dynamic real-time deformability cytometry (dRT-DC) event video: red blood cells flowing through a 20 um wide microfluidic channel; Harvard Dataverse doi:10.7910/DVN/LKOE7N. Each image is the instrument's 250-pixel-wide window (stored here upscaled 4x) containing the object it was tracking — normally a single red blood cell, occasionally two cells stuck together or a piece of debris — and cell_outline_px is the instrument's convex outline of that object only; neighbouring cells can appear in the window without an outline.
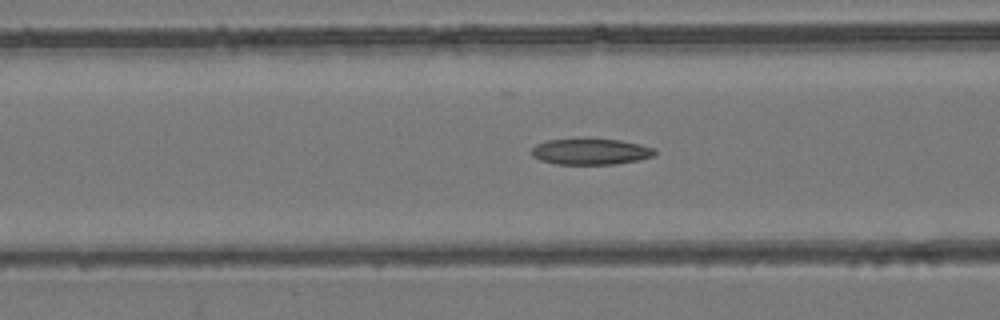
{"species": "common noctule bat (a hibernating species)", "species_latin": "Nyctalus noctula", "temperature_condition": "room temperature", "stored_images_in_passage": 41, "camera_frame_rate_fps": 3000, "um_per_image_px": 0.085, "animal": {"sex": "female", "body_mass_g": 24.6, "forearm_length_mm": 56.2}, "frame": {"image": 1, "passage_image": 9, "time_ms": 2.667, "image_size_px": [1000, 320], "cell_outline_px": [[656, 156], [640, 160], [616, 164], [556, 164], [540, 160], [532, 156], [532, 148], [536, 144], [548, 140], [584, 136], [620, 140], [640, 144], [656, 148]], "centroid_in_image_um": [50.23, 12.85], "position_along_channel_um": 116.4, "area_um2": 19.59}}
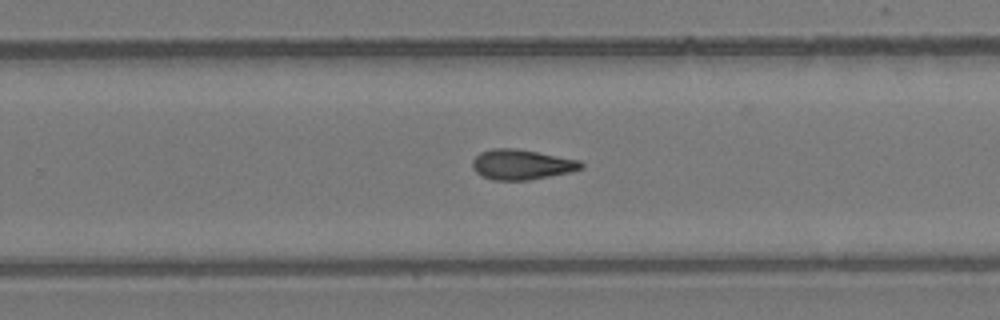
{"frame": {"image": 2, "passage_image": 22, "time_ms": 7.0, "image_size_px": [1000, 320], "cell_outline_px": [[584, 168], [572, 172], [528, 180], [492, 180], [476, 172], [472, 168], [472, 160], [480, 152], [492, 148], [512, 148], [536, 152], [580, 160], [584, 164]], "centroid_in_image_um": [44.35, 13.99], "position_along_channel_um": 285.5, "area_um2": 19.07}}
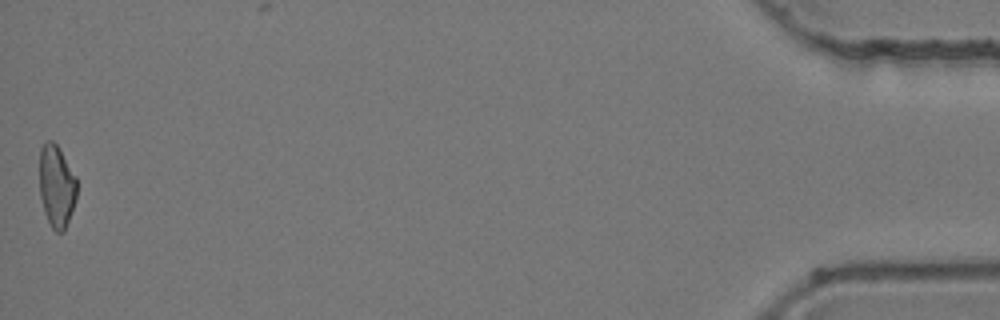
{"frame": {"image": 3, "passage_image": 41, "time_ms": 13.333, "image_size_px": [1000, 320], "cell_outline_px": [[76, 200], [64, 232], [56, 232], [52, 228], [44, 212], [40, 196], [40, 148], [48, 140], [52, 140], [56, 144], [76, 176]], "centroid_in_image_um": [4.81, 15.84], "position_along_channel_um": 430.4, "area_um2": 17.8}, "authors_computed_cell_mechanics": {"area_um2": 18.7272, "velocity_mm_per_s": 3.9061, "shape_relaxation_time_tau1_ms": null, "shape_relaxation_time_tau2_ms": 7.0432, "deformation_change_tau1": null, "deformation_change_tau2": 0.1708}}